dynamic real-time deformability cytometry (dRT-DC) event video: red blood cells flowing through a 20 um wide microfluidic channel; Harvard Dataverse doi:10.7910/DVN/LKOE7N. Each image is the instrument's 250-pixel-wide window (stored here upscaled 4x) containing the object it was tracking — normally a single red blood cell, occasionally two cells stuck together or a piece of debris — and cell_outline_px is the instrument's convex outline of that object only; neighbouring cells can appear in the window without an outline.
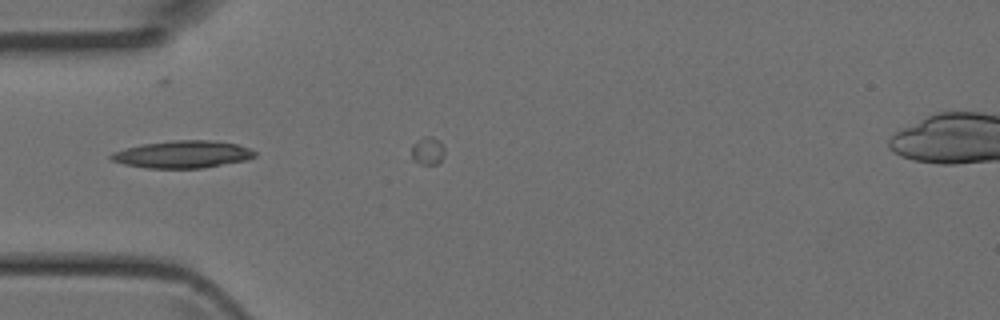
{"species": "Egyptian fruit bat (a non-hibernating species)", "species_latin": "Rousettus aegyptiacus", "temperature_condition": "room temperature", "stored_images_in_passage": 5, "camera_frame_rate_fps": 3000, "um_per_image_px": 0.085, "animal": {"sex": "female"}, "frame": {"image": 1, "passage_image": 4, "time_ms": 1.0, "image_size_px": [1000, 320], "cell_outline_px": [[256, 156], [244, 160], [204, 168], [144, 168], [124, 164], [112, 160], [108, 156], [112, 152], [140, 144], [172, 140], [216, 140], [236, 144], [248, 148], [256, 152]], "centroid_in_image_um": [15.49, 13.11], "position_along_channel_um": 69.5, "area_um2": 22.95}}